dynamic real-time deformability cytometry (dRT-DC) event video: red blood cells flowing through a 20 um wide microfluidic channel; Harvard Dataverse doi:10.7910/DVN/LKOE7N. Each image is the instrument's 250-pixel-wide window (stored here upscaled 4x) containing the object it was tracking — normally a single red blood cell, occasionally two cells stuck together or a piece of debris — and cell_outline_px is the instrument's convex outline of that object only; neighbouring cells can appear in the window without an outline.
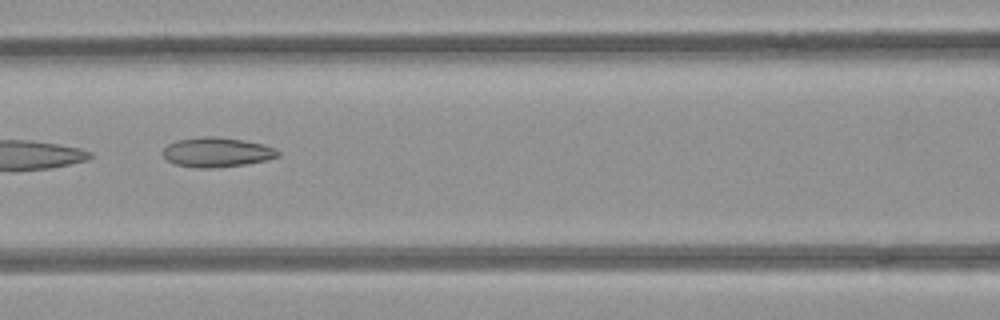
{"species": "common noctule bat (a hibernating species)", "species_latin": "Nyctalus noctula", "temperature_condition": "room temperature", "stored_images_in_passage": 9, "camera_frame_rate_fps": 3000, "um_per_image_px": 0.085, "animal": {"sex": "female", "body_mass_g": 21.9}, "frame": {"image": 1, "passage_image": 7, "time_ms": 2.0, "image_size_px": [1000, 320], "cell_outline_px": [[280, 156], [264, 160], [244, 164], [212, 168], [196, 168], [176, 164], [168, 160], [164, 156], [164, 148], [168, 144], [176, 140], [204, 136], [216, 136], [244, 140], [264, 144], [276, 148], [280, 152]], "centroid_in_image_um": [18.45, 12.93], "position_along_channel_um": 148.1, "area_um2": 19.83}}
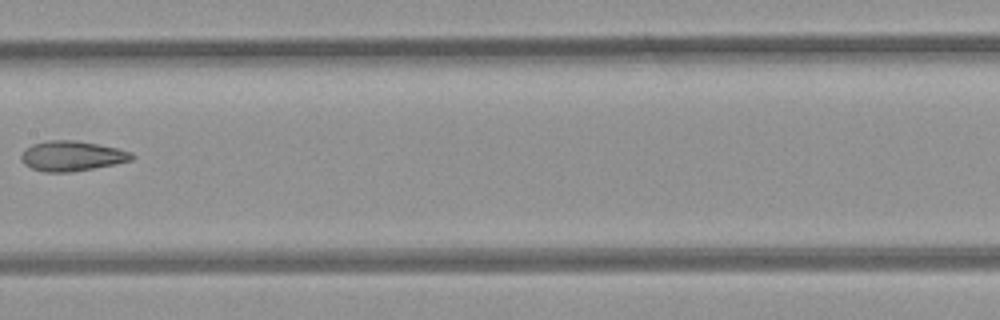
{"frame": {"image": 2, "passage_image": 8, "time_ms": 2.333, "image_size_px": [1000, 320], "cell_outline_px": [[136, 156], [132, 160], [92, 168], [68, 172], [44, 172], [32, 168], [24, 164], [20, 160], [20, 156], [24, 148], [32, 144], [48, 140], [76, 140], [116, 148], [132, 152]], "centroid_in_image_um": [6.06, 13.25], "position_along_channel_um": 201.3, "area_um2": 19.31}}
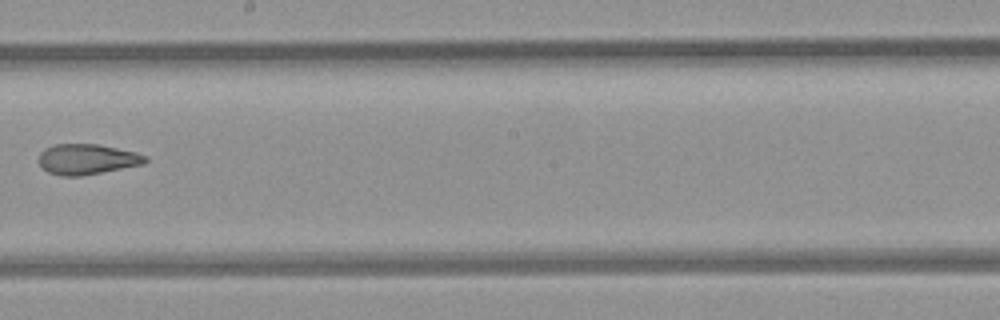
{"frame": {"image": 3, "passage_image": 9, "time_ms": 2.667, "image_size_px": [1000, 320], "cell_outline_px": [[148, 160], [144, 164], [80, 176], [60, 176], [48, 172], [40, 164], [40, 152], [44, 148], [52, 144], [96, 144], [136, 152], [148, 156]], "centroid_in_image_um": [7.4, 13.53], "position_along_channel_um": 240.8, "area_um2": 18.84}}